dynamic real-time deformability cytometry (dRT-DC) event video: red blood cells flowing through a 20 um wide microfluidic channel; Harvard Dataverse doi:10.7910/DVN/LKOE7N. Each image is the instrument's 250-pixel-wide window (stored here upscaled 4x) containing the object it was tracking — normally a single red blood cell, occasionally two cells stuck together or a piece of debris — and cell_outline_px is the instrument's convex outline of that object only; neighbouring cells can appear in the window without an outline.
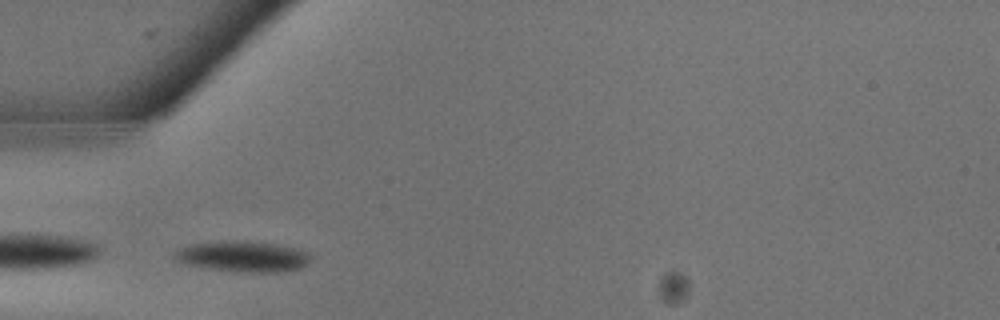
{"species": "common noctule bat (a hibernating species)", "species_latin": "Nyctalus noctula", "temperature_condition": "warm", "stored_images_in_passage": 6, "camera_frame_rate_fps": 3000, "um_per_image_px": 0.085, "animal": {"sex": "male", "body_mass_g": 13.3}, "frame": {"image": 1, "passage_image": 3, "time_ms": 0.667, "image_size_px": [1000, 320], "cell_outline_px": [[308, 260], [300, 268], [280, 272], [252, 272], [212, 268], [188, 264], [176, 260], [176, 252], [180, 248], [188, 244], [220, 240], [248, 240], [280, 244], [308, 252]], "centroid_in_image_um": [20.65, 21.76], "position_along_channel_um": 64.4, "area_um2": 24.1}}
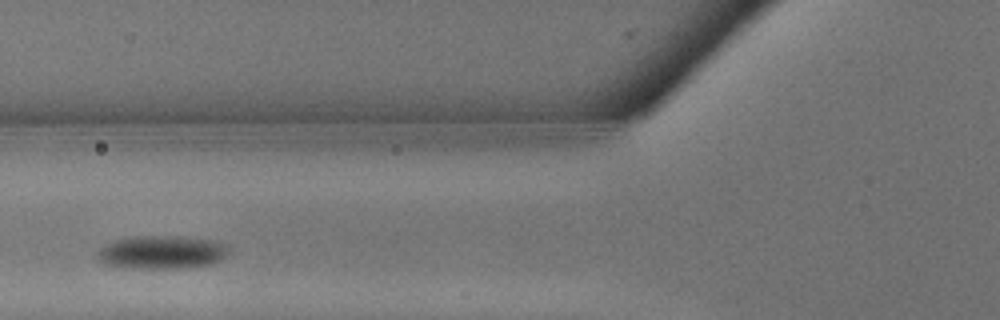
{"frame": {"image": 2, "passage_image": 5, "time_ms": 1.333, "image_size_px": [1000, 320], "cell_outline_px": [[228, 248], [224, 256], [220, 260], [208, 264], [180, 268], [132, 268], [104, 264], [96, 256], [96, 252], [104, 244], [116, 240], [136, 236], [184, 236], [216, 240], [228, 244]], "centroid_in_image_um": [13.74, 21.42], "position_along_channel_um": 112.1, "area_um2": 25.49}}